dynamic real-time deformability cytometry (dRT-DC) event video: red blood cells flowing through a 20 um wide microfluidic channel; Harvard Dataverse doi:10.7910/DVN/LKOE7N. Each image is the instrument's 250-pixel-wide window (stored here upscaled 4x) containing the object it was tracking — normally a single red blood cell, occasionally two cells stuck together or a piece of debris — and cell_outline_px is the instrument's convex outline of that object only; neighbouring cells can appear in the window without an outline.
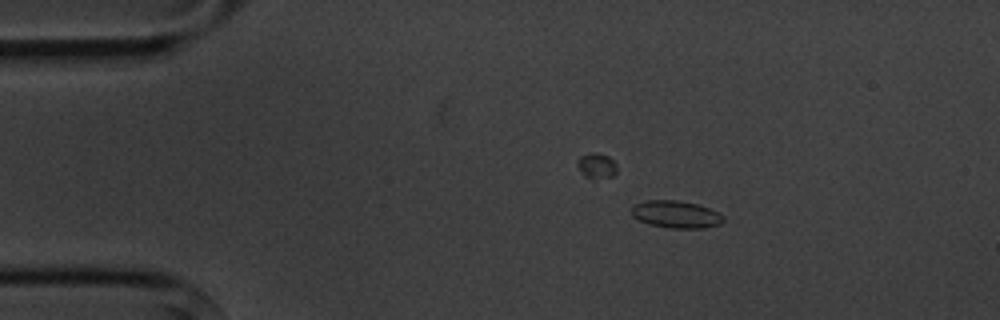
{"species": "common noctule bat (a hibernating species)", "species_latin": "Nyctalus noctula", "temperature_condition": "cold", "stored_images_in_passage": 3, "camera_frame_rate_fps": 3000, "um_per_image_px": 0.085, "animal": {"sex": "male", "body_mass_g": 20.1, "forearm_length_mm": 53.5}, "frame": {"image": 1, "passage_image": 2, "time_ms": 1.0, "image_size_px": [1000, 320], "cell_outline_px": [[724, 220], [720, 224], [704, 228], [668, 228], [648, 224], [632, 216], [632, 204], [648, 200], [680, 200], [696, 204], [708, 208], [724, 216]], "centroid_in_image_um": [57.44, 18.22], "position_along_channel_um": 27.6, "area_um2": 14.62}}